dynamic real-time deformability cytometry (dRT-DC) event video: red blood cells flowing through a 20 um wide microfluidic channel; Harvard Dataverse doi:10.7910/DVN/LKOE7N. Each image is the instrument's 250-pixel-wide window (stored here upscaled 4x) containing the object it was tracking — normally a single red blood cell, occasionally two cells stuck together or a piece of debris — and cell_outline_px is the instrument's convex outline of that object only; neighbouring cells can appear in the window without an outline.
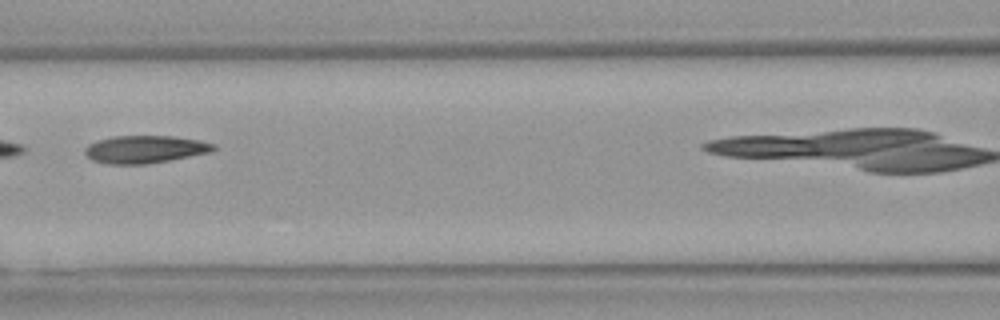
{"species": "Egyptian fruit bat (a non-hibernating species)", "species_latin": "Rousettus aegyptiacus", "temperature_condition": "warm", "stored_images_in_passage": 26, "camera_frame_rate_fps": 3000, "um_per_image_px": 0.085, "animal": {"sex": "female"}, "frame": {"image": 1, "passage_image": 8, "time_ms": 2.333, "image_size_px": [1000, 320], "cell_outline_px": [[216, 148], [212, 152], [148, 164], [108, 164], [92, 160], [84, 152], [84, 148], [88, 144], [96, 140], [112, 136], [172, 136], [200, 140], [216, 144]], "centroid_in_image_um": [12.32, 12.68], "position_along_channel_um": 154.3, "area_um2": 20.87}}